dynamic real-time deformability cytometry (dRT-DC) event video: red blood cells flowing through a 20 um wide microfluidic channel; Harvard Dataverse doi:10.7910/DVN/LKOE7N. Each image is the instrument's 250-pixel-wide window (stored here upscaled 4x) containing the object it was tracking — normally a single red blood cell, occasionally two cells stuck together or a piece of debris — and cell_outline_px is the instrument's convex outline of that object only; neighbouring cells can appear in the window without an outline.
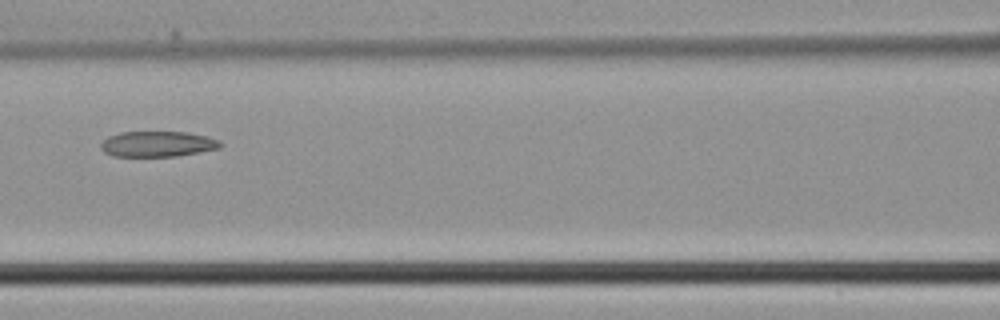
{"species": "common noctule bat (a hibernating species)", "species_latin": "Nyctalus noctula", "temperature_condition": "cold", "stored_images_in_passage": 7, "segment_of_instrument_passage": [1, 2], "camera_frame_rate_fps": 3000, "um_per_image_px": 0.085, "animal": {"sex": "male", "body_mass_g": 21.5, "forearm_length_mm": 52.0}, "frame": {"image": 1, "passage_image": 6, "time_ms": 1.667, "image_size_px": [1000, 320], "cell_outline_px": [[224, 144], [220, 148], [200, 152], [176, 156], [112, 156], [104, 152], [100, 148], [100, 144], [108, 136], [120, 132], [184, 132], [208, 136], [220, 140]], "centroid_in_image_um": [13.41, 12.24], "position_along_channel_um": 153.2, "area_um2": 17.92}}